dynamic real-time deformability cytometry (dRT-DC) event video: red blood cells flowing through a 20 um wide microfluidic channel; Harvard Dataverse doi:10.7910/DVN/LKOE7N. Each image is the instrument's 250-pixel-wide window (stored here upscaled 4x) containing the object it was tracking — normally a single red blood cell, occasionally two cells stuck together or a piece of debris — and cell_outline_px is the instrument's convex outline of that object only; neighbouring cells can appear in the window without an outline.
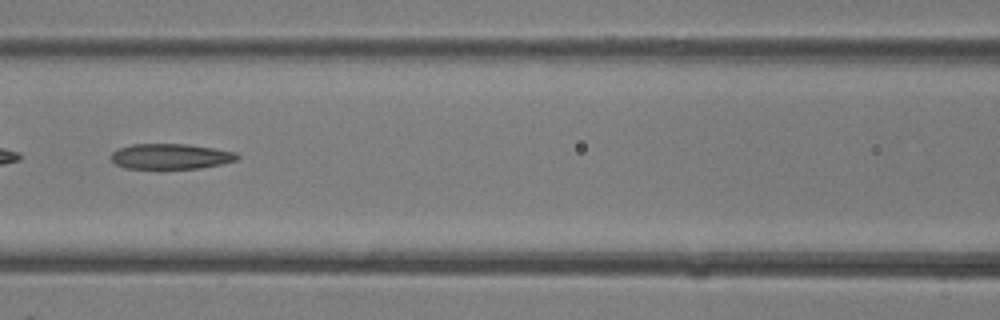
{"species": "common noctule bat (a hibernating species)", "species_latin": "Nyctalus noctula", "temperature_condition": "room temperature", "stored_images_in_passage": 18, "camera_frame_rate_fps": 3000, "um_per_image_px": 0.085, "animal": {"sex": "female"}, "frame": {"image": 1, "passage_image": 16, "time_ms": 5.0, "image_size_px": [1000, 320], "cell_outline_px": [[240, 156], [236, 160], [224, 164], [200, 168], [160, 172], [124, 168], [116, 164], [112, 160], [112, 152], [120, 148], [132, 144], [188, 144], [236, 152]], "centroid_in_image_um": [14.49, 13.35], "position_along_channel_um": 152.1, "area_um2": 19.65}}
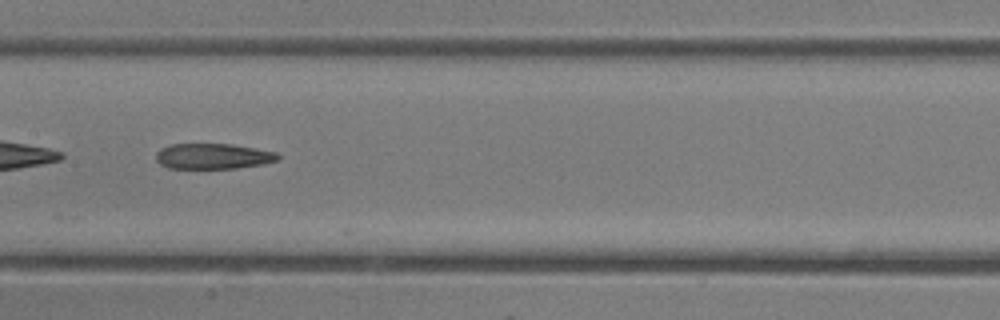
{"frame": {"image": 2, "passage_image": 18, "time_ms": 5.667, "image_size_px": [1000, 320], "cell_outline_px": [[280, 160], [264, 164], [236, 168], [168, 168], [160, 164], [156, 160], [156, 152], [160, 148], [172, 144], [232, 144], [256, 148], [276, 152], [280, 156]], "centroid_in_image_um": [18.13, 13.28], "position_along_channel_um": 189.3, "area_um2": 18.26}}